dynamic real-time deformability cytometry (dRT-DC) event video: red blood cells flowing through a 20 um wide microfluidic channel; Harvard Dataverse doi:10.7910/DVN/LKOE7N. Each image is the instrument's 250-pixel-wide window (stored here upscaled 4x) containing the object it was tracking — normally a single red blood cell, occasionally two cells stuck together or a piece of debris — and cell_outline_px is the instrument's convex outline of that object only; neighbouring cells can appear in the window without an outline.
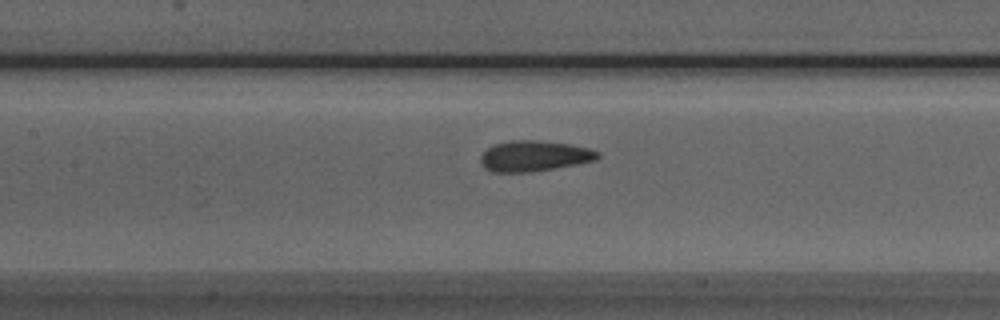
{"species": "Egyptian fruit bat (a non-hibernating species)", "species_latin": "Rousettus aegyptiacus", "temperature_condition": "room temperature", "stored_images_in_passage": 36, "camera_frame_rate_fps": 3000, "um_per_image_px": 0.085, "animal": {"sex": "male"}, "frame": {"image": 1, "passage_image": 8, "time_ms": 2.333, "image_size_px": [1000, 320], "cell_outline_px": [[600, 156], [596, 160], [576, 164], [528, 172], [492, 172], [484, 168], [480, 160], [480, 156], [492, 144], [508, 140], [540, 140], [568, 144], [588, 148], [600, 152]], "centroid_in_image_um": [45.37, 13.25], "position_along_channel_um": 162.0, "area_um2": 20.92}}
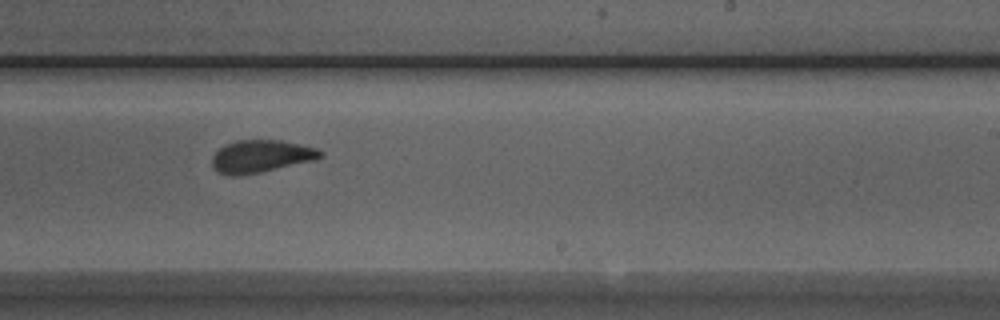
{"frame": {"image": 2, "passage_image": 16, "time_ms": 5.0, "image_size_px": [1000, 320], "cell_outline_px": [[324, 156], [312, 160], [260, 172], [236, 176], [232, 176], [216, 172], [212, 168], [212, 156], [224, 144], [236, 140], [280, 140], [300, 144], [316, 148], [324, 152]], "centroid_in_image_um": [22.14, 13.28], "position_along_channel_um": 266.9, "area_um2": 20.46}}
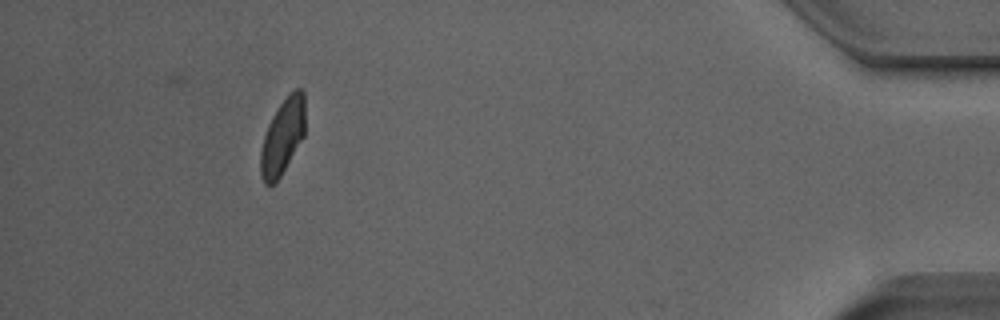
{"frame": {"image": 3, "passage_image": 32, "time_ms": 10.333, "image_size_px": [1000, 320], "cell_outline_px": [[304, 136], [280, 176], [272, 184], [264, 184], [260, 172], [260, 152], [264, 136], [268, 124], [272, 116], [280, 104], [296, 88], [300, 88], [304, 92]], "centroid_in_image_um": [24.01, 11.61], "position_along_channel_um": 411.2, "area_um2": 19.25}, "authors_computed_cell_mechanics": {"area_um2": 20.7502, "velocity_mm_per_s": 3.9462, "shape_relaxation_time_tau1_ms": 7.1042, "shape_relaxation_time_tau2_ms": 1.0436, "deformation_change_tau1": 0.1619, "deformation_change_tau2": 0.0574}}